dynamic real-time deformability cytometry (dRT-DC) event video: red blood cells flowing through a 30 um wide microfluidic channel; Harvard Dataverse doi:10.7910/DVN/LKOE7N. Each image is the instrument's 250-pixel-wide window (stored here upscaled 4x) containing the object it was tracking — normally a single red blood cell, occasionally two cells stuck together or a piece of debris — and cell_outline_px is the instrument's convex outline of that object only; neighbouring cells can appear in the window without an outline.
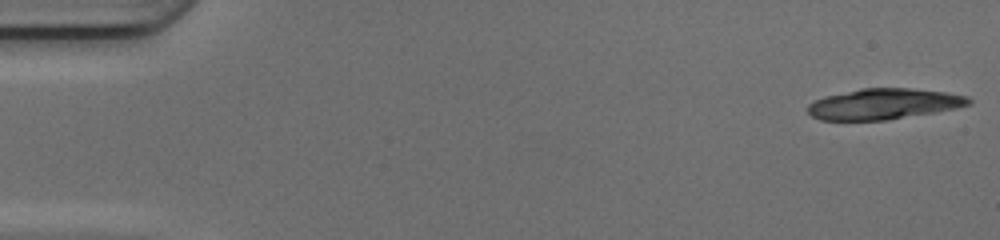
{"species": "common noctule bat (a hibernating species)", "species_latin": "Nyctalus noctula", "temperature_condition": "cold", "stored_images_in_passage": 17, "camera_frame_rate_fps": 3000, "um_per_image_px": 0.085, "animal": {"sex": "female", "body_mass_g": 17.0, "forearm_length_mm": 48.0}, "frame": {"image": 1, "passage_image": 1, "time_ms": 0.0, "image_size_px": [1000, 240], "cell_outline_px": [[972, 104], [956, 108], [936, 112], [888, 120], [820, 120], [812, 116], [808, 112], [808, 104], [824, 96], [860, 88], [912, 88], [944, 92], [968, 96], [972, 100]], "centroid_in_image_um": [75.14, 8.83], "position_along_channel_um": 9.9, "area_um2": 28.96}}
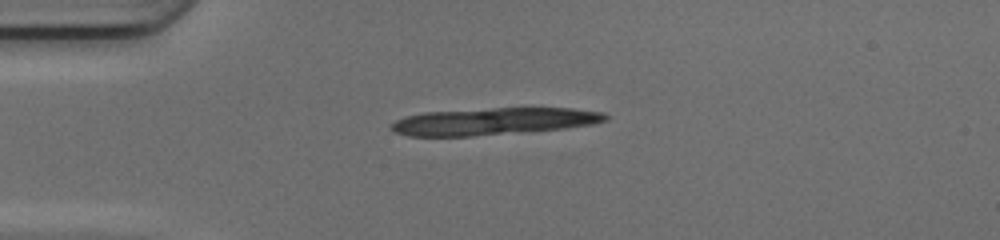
{"frame": {"image": 2, "passage_image": 12, "time_ms": 3.667, "image_size_px": [1000, 240], "cell_outline_px": [[612, 116], [608, 120], [596, 124], [564, 128], [472, 136], [408, 136], [396, 132], [388, 128], [388, 124], [404, 116], [424, 112], [492, 108], [572, 108], [604, 112]], "centroid_in_image_um": [41.98, 10.31], "position_along_channel_um": 43.0, "area_um2": 34.04}}